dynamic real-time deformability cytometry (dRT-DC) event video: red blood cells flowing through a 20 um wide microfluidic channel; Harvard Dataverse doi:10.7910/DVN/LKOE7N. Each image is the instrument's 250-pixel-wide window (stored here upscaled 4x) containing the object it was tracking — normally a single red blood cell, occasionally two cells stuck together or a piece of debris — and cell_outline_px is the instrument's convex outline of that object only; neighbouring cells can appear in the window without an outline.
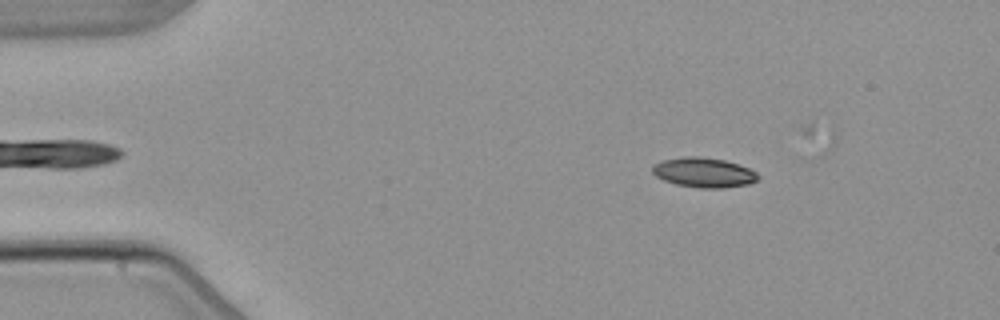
{"species": "common noctule bat (a hibernating species)", "species_latin": "Nyctalus noctula", "temperature_condition": "warm", "stored_images_in_passage": 6, "camera_frame_rate_fps": 3000, "um_per_image_px": 0.085, "animal": {"sex": "male", "body_mass_g": 21.5, "forearm_length_mm": 52.0}, "frame": {"image": 1, "passage_image": 2, "time_ms": 1.333, "image_size_px": [1000, 320], "cell_outline_px": [[760, 176], [756, 180], [748, 184], [724, 188], [700, 188], [676, 184], [664, 180], [656, 176], [652, 172], [652, 168], [660, 160], [684, 156], [700, 156], [724, 160], [748, 168], [756, 172]], "centroid_in_image_um": [59.8, 14.66], "position_along_channel_um": 25.2, "area_um2": 18.26}}
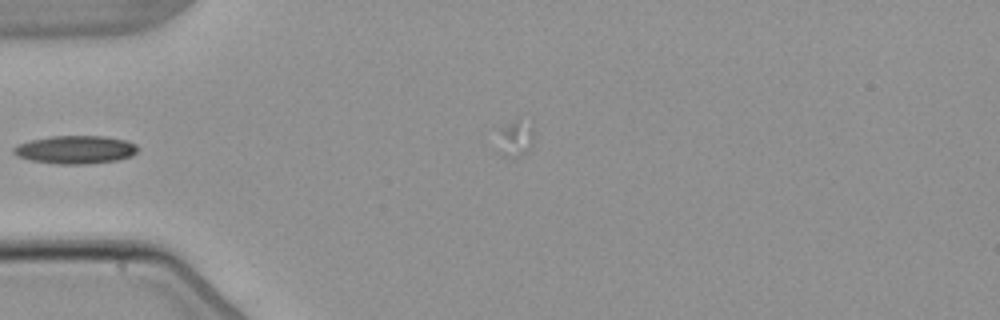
{"frame": {"image": 2, "passage_image": 4, "time_ms": 4.667, "image_size_px": [1000, 320], "cell_outline_px": [[140, 148], [132, 156], [116, 160], [84, 164], [56, 164], [32, 160], [16, 156], [12, 152], [12, 148], [20, 144], [32, 140], [52, 136], [104, 136], [124, 140], [136, 144]], "centroid_in_image_um": [6.42, 12.72], "position_along_channel_um": 78.6, "area_um2": 20.23}}